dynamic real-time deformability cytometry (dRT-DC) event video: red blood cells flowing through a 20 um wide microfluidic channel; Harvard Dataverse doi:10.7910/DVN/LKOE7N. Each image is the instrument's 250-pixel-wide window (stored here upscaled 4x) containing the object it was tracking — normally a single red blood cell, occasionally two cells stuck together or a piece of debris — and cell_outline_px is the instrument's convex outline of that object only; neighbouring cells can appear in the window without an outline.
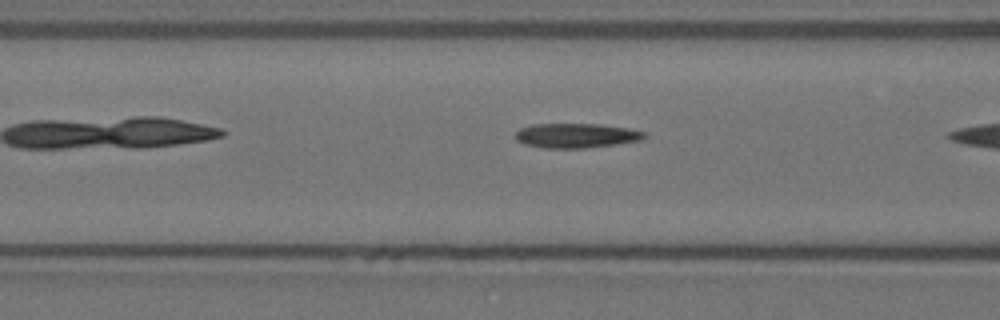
{"species": "Egyptian fruit bat (a non-hibernating species)", "species_latin": "Rousettus aegyptiacus", "temperature_condition": "warm", "stored_images_in_passage": 7, "camera_frame_rate_fps": 3000, "um_per_image_px": 0.085, "animal": {"sex": "female"}, "frame": {"image": 1, "passage_image": 6, "time_ms": 1.667, "image_size_px": [1000, 320], "cell_outline_px": [[648, 136], [640, 140], [616, 144], [584, 148], [544, 148], [524, 144], [516, 140], [516, 132], [520, 128], [532, 124], [600, 124], [628, 128], [648, 132]], "centroid_in_image_um": [49.0, 11.52], "position_along_channel_um": 117.6, "area_um2": 18.55}}